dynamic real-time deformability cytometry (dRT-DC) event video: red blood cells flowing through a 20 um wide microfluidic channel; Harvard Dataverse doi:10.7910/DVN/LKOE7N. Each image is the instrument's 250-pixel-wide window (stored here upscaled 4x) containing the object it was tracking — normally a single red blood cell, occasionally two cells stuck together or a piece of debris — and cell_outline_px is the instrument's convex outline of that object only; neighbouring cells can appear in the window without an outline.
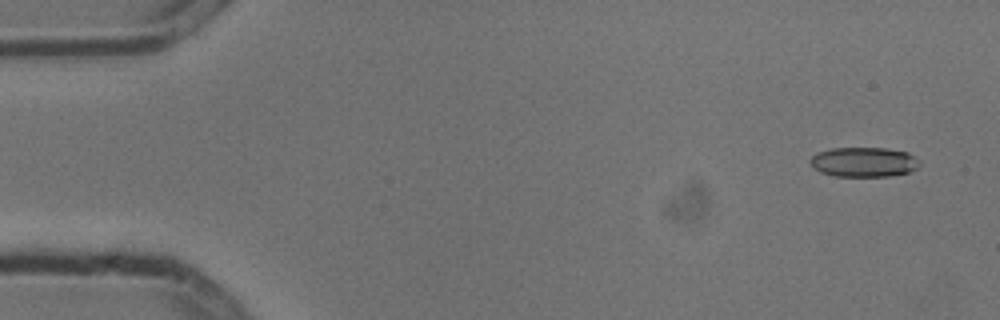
{"species": "common noctule bat (a hibernating species)", "species_latin": "Nyctalus noctula", "temperature_condition": "cold", "stored_images_in_passage": 5, "camera_frame_rate_fps": 3000, "um_per_image_px": 0.085, "animal": {"sex": "male", "body_mass_g": 13.3}, "frame": {"image": 1, "passage_image": 1, "time_ms": 0.0, "image_size_px": [1000, 320], "cell_outline_px": [[920, 164], [916, 168], [908, 172], [888, 176], [836, 176], [820, 172], [812, 168], [808, 160], [816, 152], [832, 148], [884, 148], [908, 152], [920, 160]], "centroid_in_image_um": [73.39, 13.77], "position_along_channel_um": 11.6, "area_um2": 19.07}}
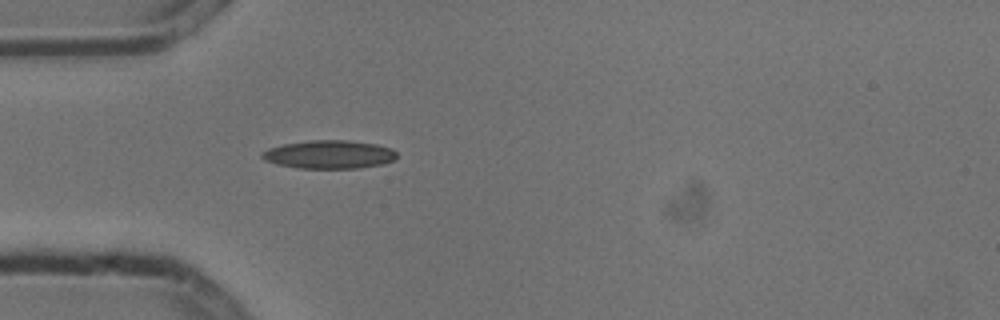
{"frame": {"image": 2, "passage_image": 5, "time_ms": 1.333, "image_size_px": [1000, 320], "cell_outline_px": [[396, 160], [384, 164], [360, 168], [296, 168], [276, 164], [264, 160], [260, 156], [260, 152], [268, 148], [284, 144], [308, 140], [348, 140], [376, 144], [392, 148], [396, 152]], "centroid_in_image_um": [27.98, 13.13], "position_along_channel_um": 57.0, "area_um2": 22.54}}